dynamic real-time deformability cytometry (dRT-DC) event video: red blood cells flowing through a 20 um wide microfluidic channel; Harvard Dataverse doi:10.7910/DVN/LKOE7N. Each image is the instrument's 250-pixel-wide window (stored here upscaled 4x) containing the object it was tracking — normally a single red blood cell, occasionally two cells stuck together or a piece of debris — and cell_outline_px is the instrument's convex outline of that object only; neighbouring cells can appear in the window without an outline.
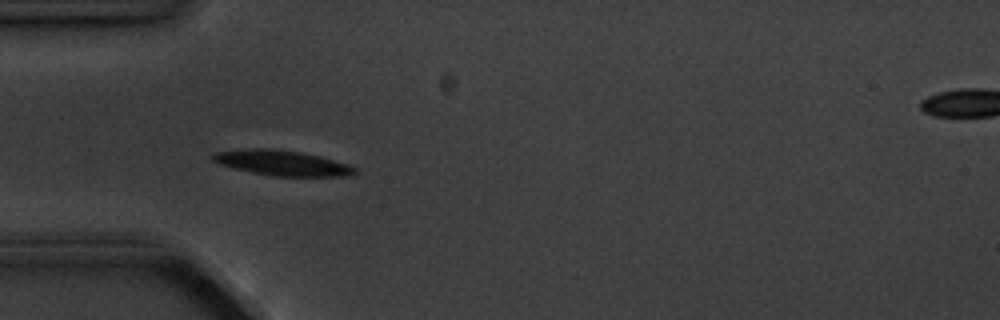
{"species": "common noctule bat (a hibernating species)", "species_latin": "Nyctalus noctula", "temperature_condition": "cold", "stored_images_in_passage": 6, "camera_frame_rate_fps": 3000, "um_per_image_px": 0.085, "animal": {"sex": "male", "body_mass_g": 20.1, "forearm_length_mm": 53.5}, "frame": {"image": 1, "passage_image": 5, "time_ms": 4.333, "image_size_px": [1000, 320], "cell_outline_px": [[356, 172], [348, 176], [272, 176], [252, 172], [220, 164], [212, 160], [208, 156], [216, 152], [252, 148], [268, 148], [296, 152], [320, 156], [348, 164], [356, 168]], "centroid_in_image_um": [23.96, 13.85], "position_along_channel_um": 61.0, "area_um2": 20.58}}